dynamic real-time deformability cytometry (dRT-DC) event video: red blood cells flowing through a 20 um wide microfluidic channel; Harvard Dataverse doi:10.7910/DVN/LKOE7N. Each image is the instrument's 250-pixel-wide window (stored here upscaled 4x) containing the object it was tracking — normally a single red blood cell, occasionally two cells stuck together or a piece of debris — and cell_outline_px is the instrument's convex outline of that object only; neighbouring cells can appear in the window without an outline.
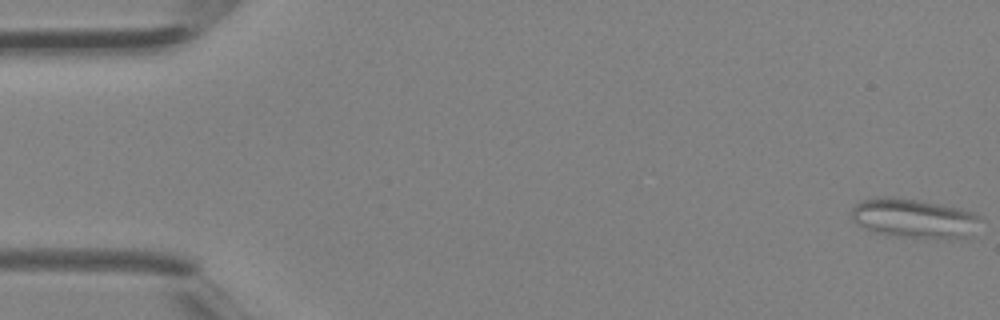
{"species": "Egyptian fruit bat (a non-hibernating species)", "species_latin": "Rousettus aegyptiacus", "temperature_condition": "room temperature", "stored_images_in_passage": 4, "camera_frame_rate_fps": 3000, "um_per_image_px": 0.085, "animal": {"sex": "female"}, "frame": {"image": 1, "passage_image": 1, "time_ms": 0.0, "image_size_px": [1000, 320], "cell_outline_px": [[980, 216], [972, 236], [952, 240], [936, 240], [900, 236], [880, 232], [864, 228], [852, 220], [852, 208], [860, 200], [880, 196], [888, 196], [920, 200], [960, 208], [972, 212]], "centroid_in_image_um": [77.73, 18.57], "position_along_channel_um": 7.3, "area_um2": 29.88}}
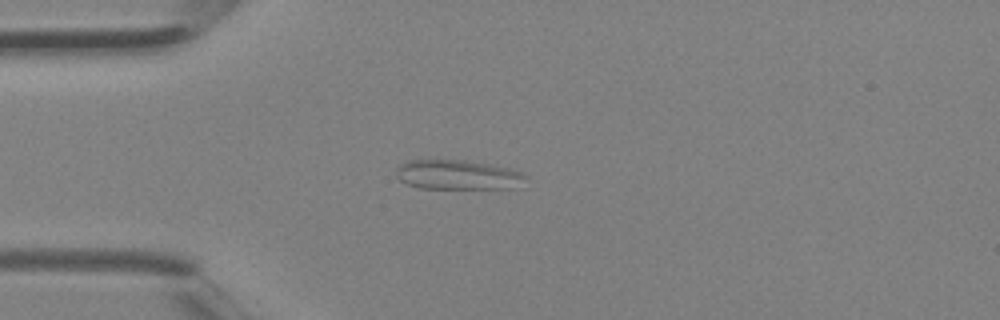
{"frame": {"image": 2, "passage_image": 4, "time_ms": 1.0, "image_size_px": [1000, 320], "cell_outline_px": [[528, 176], [512, 188], [420, 188], [408, 184], [400, 180], [396, 176], [396, 168], [400, 164], [408, 160], [464, 160], [488, 164], [508, 168], [524, 172]], "centroid_in_image_um": [38.87, 14.85], "position_along_channel_um": 46.1, "area_um2": 22.14}}